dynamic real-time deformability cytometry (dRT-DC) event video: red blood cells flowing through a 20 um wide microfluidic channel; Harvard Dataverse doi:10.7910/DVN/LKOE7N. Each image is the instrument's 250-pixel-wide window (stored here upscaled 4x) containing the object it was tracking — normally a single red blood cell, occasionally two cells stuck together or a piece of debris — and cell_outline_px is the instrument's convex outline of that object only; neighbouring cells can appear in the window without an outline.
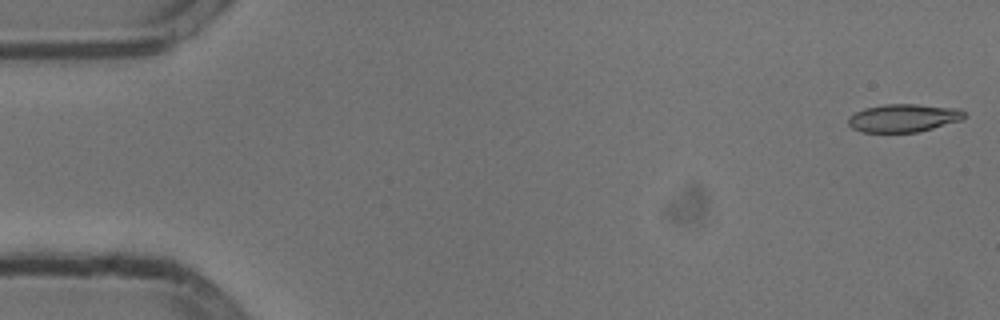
{"species": "common noctule bat (a hibernating species)", "species_latin": "Nyctalus noctula", "temperature_condition": "cold", "stored_images_in_passage": 16, "camera_frame_rate_fps": 3000, "um_per_image_px": 0.085, "animal": {"sex": "male", "body_mass_g": 13.3}, "frame": {"image": 1, "passage_image": 1, "time_ms": 0.0, "image_size_px": [1000, 320], "cell_outline_px": [[968, 116], [964, 120], [916, 132], [860, 132], [852, 128], [848, 124], [848, 116], [864, 108], [884, 104], [916, 104], [960, 108]], "centroid_in_image_um": [76.82, 10.02], "position_along_channel_um": 8.2, "area_um2": 19.19}}
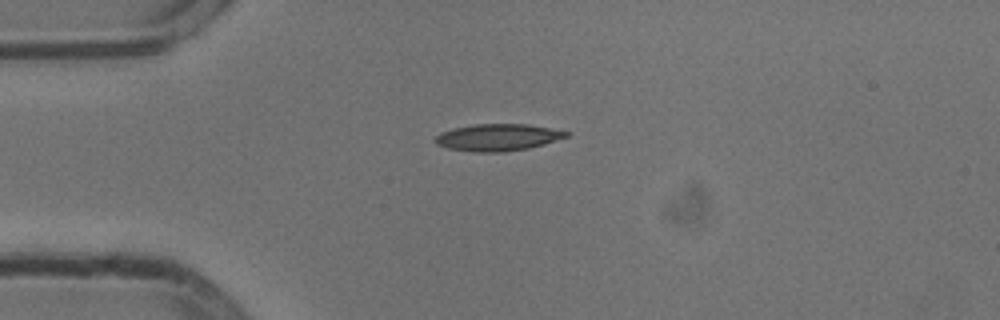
{"frame": {"image": 2, "passage_image": 13, "time_ms": 4.0, "image_size_px": [1000, 320], "cell_outline_px": [[572, 132], [568, 136], [544, 144], [528, 148], [504, 152], [472, 152], [448, 148], [436, 144], [432, 140], [440, 132], [452, 128], [476, 124], [528, 124]], "centroid_in_image_um": [42.28, 11.67], "position_along_channel_um": 42.7, "area_um2": 20.69}}